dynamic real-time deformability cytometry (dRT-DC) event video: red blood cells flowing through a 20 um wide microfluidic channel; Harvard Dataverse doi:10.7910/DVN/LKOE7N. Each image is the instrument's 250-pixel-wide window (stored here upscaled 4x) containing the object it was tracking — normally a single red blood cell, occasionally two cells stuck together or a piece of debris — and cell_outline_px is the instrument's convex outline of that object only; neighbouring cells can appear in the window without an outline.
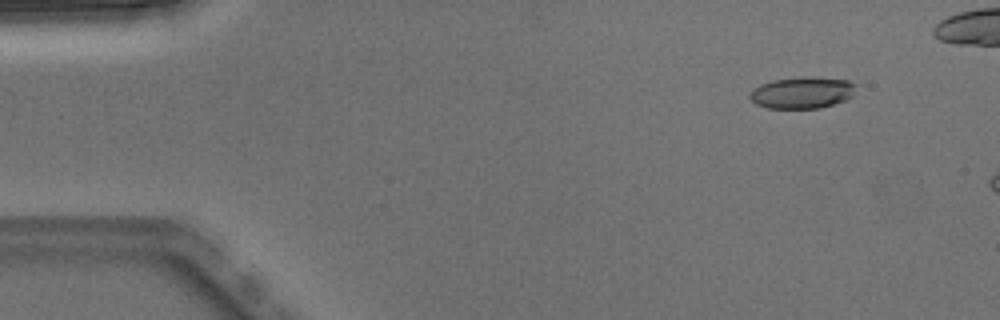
{"species": "Egyptian fruit bat (a non-hibernating species)", "species_latin": "Rousettus aegyptiacus", "temperature_condition": "warm", "stored_images_in_passage": 3, "camera_frame_rate_fps": 3000, "um_per_image_px": 0.085, "animal": {"sex": "male"}, "frame": {"image": 1, "passage_image": 1, "time_ms": 0.0, "image_size_px": [1000, 320], "cell_outline_px": [[856, 84], [852, 96], [844, 100], [820, 108], [768, 108], [756, 104], [748, 96], [752, 88], [760, 84], [772, 80], [848, 80]], "centroid_in_image_um": [68.12, 7.93], "position_along_channel_um": 16.9, "area_um2": 18.44}}